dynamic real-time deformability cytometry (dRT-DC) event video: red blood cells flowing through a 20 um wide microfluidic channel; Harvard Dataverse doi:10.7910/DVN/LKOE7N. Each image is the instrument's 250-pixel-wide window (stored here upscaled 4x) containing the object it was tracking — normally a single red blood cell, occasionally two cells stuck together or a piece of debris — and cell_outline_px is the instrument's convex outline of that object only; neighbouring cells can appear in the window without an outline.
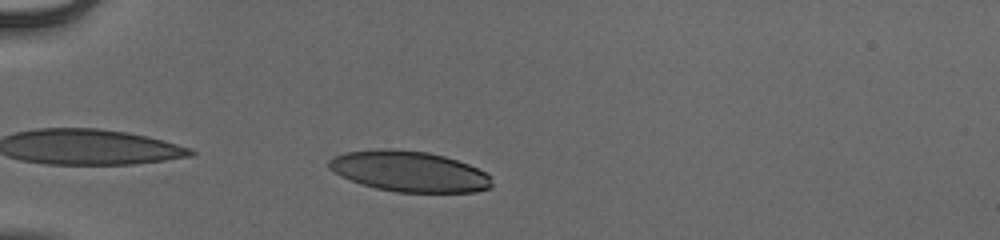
{"species": "human", "species_latin": "Homo sapiens", "temperature_condition": "cold", "stored_images_in_passage": 33, "camera_frame_rate_fps": 3000, "um_per_image_px": 0.085, "donor": {"sex": "male"}, "frame": {"image": 1, "passage_image": 2, "time_ms": 0.333, "image_size_px": [1000, 240], "cell_outline_px": [[492, 188], [476, 192], [396, 192], [376, 188], [360, 184], [340, 176], [328, 168], [328, 160], [332, 156], [344, 152], [376, 148], [392, 148], [428, 152], [444, 156], [468, 164], [484, 172], [488, 176], [492, 184]], "centroid_in_image_um": [34.72, 14.56], "position_along_channel_um": 50.3, "area_um2": 38.9}}
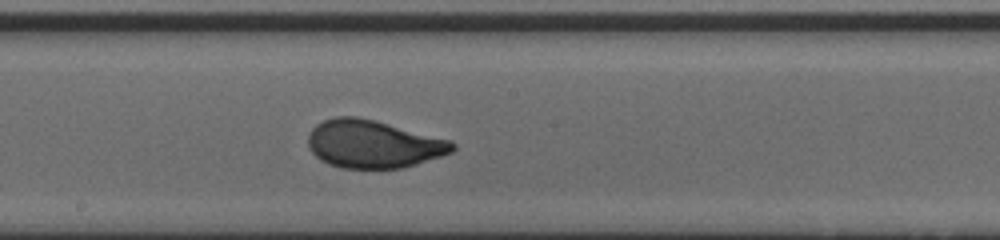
{"frame": {"image": 2, "passage_image": 17, "time_ms": 5.333, "image_size_px": [1000, 240], "cell_outline_px": [[456, 148], [452, 152], [416, 164], [400, 168], [340, 168], [328, 164], [320, 160], [308, 148], [308, 132], [316, 124], [324, 120], [336, 116], [356, 116], [376, 120], [452, 140], [456, 144]], "centroid_in_image_um": [31.71, 12.23], "position_along_channel_um": 216.5, "area_um2": 40.58}}
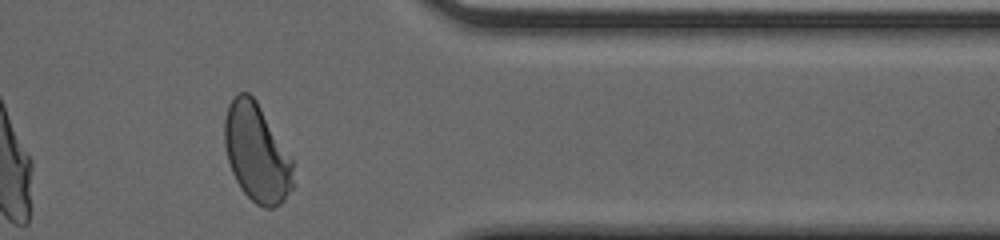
{"frame": {"image": 3, "passage_image": 31, "time_ms": 10.0, "image_size_px": [1000, 240], "cell_outline_px": [[296, 184], [284, 200], [280, 204], [272, 208], [264, 208], [256, 204], [240, 188], [232, 172], [228, 160], [224, 144], [224, 120], [228, 104], [240, 92], [248, 92], [256, 100], [292, 160]], "centroid_in_image_um": [21.83, 13.03], "position_along_channel_um": 389.6, "area_um2": 39.19}, "authors_computed_cell_mechanics": {"area_um2": 39.7086, "velocity_mm_per_s": 3.8998, "shape_relaxation_time_tau1_ms": 3.6621, "shape_relaxation_time_tau2_ms": null, "deformation_change_tau1": 0.1737, "deformation_change_tau2": null}}